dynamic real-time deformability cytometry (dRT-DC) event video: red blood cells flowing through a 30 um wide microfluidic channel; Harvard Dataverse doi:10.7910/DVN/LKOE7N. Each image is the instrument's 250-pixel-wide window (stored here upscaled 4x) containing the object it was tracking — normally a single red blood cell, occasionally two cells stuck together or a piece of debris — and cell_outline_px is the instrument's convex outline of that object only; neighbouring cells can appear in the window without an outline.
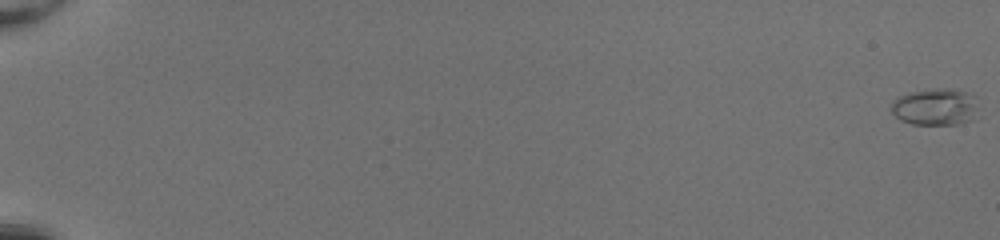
{"species": "common noctule bat (a hibernating species)", "species_latin": "Nyctalus noctula", "temperature_condition": "room temperature", "stored_images_in_passage": 54, "camera_frame_rate_fps": 3000, "um_per_image_px": 0.085, "animal": {"sex": "female", "body_mass_g": 20.0, "forearm_length_mm": 54.0}, "frame": {"image": 1, "passage_image": 1, "time_ms": 0.0, "image_size_px": [1000, 240], "cell_outline_px": [[976, 120], [956, 124], [912, 124], [900, 120], [892, 112], [892, 100], [896, 96], [908, 92], [928, 88], [952, 88], [976, 96]], "centroid_in_image_um": [79.49, 9.07], "position_along_channel_um": 5.5, "area_um2": 19.13}}
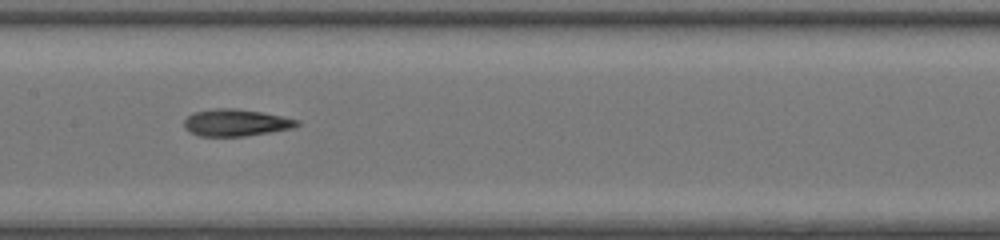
{"frame": {"image": 2, "passage_image": 31, "time_ms": 10.0, "image_size_px": [1000, 240], "cell_outline_px": [[300, 124], [292, 128], [244, 136], [200, 136], [184, 128], [184, 120], [192, 112], [216, 108], [236, 108], [260, 112], [300, 120]], "centroid_in_image_um": [20.02, 10.42], "position_along_channel_um": 187.4, "area_um2": 17.57}}
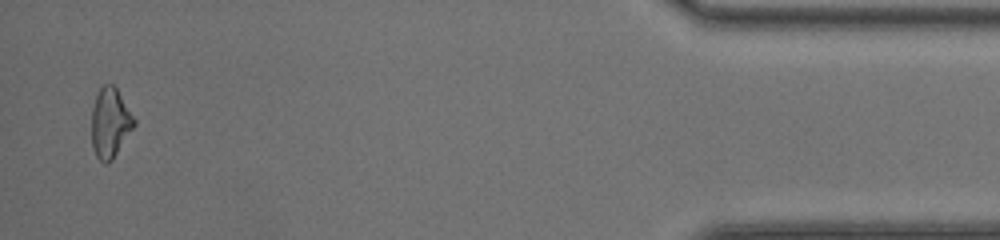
{"frame": {"image": 3, "passage_image": 53, "time_ms": 17.333, "image_size_px": [1000, 240], "cell_outline_px": [[136, 124], [112, 160], [108, 164], [104, 164], [96, 156], [92, 144], [92, 108], [96, 96], [100, 88], [104, 84], [112, 84], [116, 88], [136, 120]], "centroid_in_image_um": [9.36, 10.46], "position_along_channel_um": 425.8, "area_um2": 17.17}, "authors_computed_cell_mechanics": {"area_um2": 17.5423, "velocity_mm_per_s": 4.1799, "shape_relaxation_time_tau1_ms": null, "shape_relaxation_time_tau2_ms": 3.773, "deformation_change_tau1": null, "deformation_change_tau2": 0.1131}}